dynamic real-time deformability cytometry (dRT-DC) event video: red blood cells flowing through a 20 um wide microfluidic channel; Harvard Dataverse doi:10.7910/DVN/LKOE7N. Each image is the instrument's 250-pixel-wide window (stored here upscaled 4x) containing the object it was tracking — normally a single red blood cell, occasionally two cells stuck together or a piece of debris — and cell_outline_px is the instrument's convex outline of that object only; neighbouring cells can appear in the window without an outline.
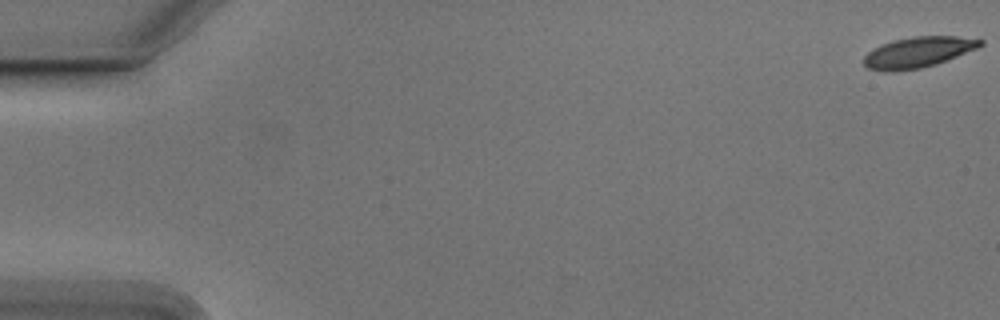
{"species": "Egyptian fruit bat (a non-hibernating species)", "species_latin": "Rousettus aegyptiacus", "temperature_condition": "cold", "stored_images_in_passage": 55, "camera_frame_rate_fps": 3000, "um_per_image_px": 0.085, "animal": {"sex": "male"}, "frame": {"image": 1, "passage_image": 1, "time_ms": 0.0, "image_size_px": [1000, 320], "cell_outline_px": [[984, 44], [976, 48], [936, 64], [920, 68], [892, 72], [868, 68], [864, 64], [864, 56], [868, 52], [892, 40], [912, 36], [956, 36], [984, 40]], "centroid_in_image_um": [78.04, 4.43], "position_along_channel_um": 7.0, "area_um2": 20.52}}
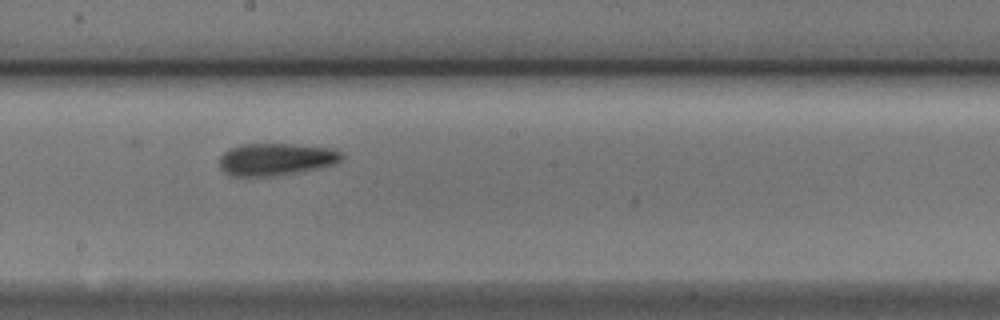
{"frame": {"image": 2, "passage_image": 31, "time_ms": 10.0, "image_size_px": [1000, 320], "cell_outline_px": [[344, 156], [340, 160], [332, 164], [316, 168], [272, 176], [228, 176], [220, 168], [220, 156], [228, 148], [240, 144], [292, 144], [328, 148], [340, 152]], "centroid_in_image_um": [23.36, 13.53], "position_along_channel_um": 224.8, "area_um2": 22.72}}
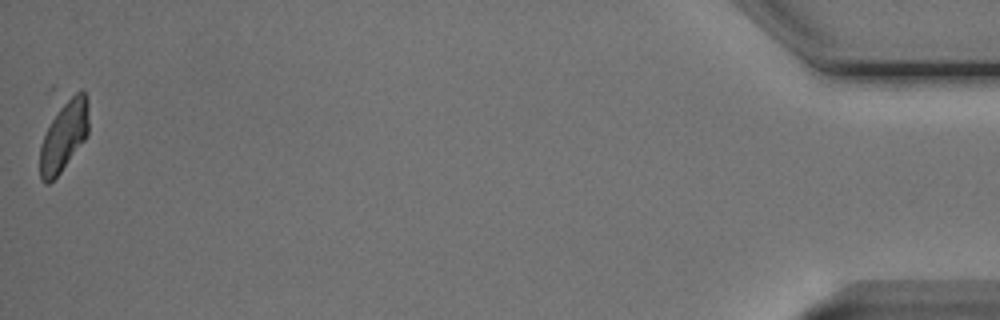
{"frame": {"image": 3, "passage_image": 55, "time_ms": 18.0, "image_size_px": [1000, 320], "cell_outline_px": [[88, 132], [84, 140], [60, 172], [48, 184], [44, 184], [40, 180], [40, 144], [52, 120], [64, 100], [68, 96], [80, 88], [84, 92], [88, 100]], "centroid_in_image_um": [5.44, 11.52], "position_along_channel_um": 429.8, "area_um2": 19.83}, "authors_computed_cell_mechanics": {"area_um2": 21.7328, "velocity_mm_per_s": 3.7734, "shape_relaxation_time_tau1_ms": 4.3678, "shape_relaxation_time_tau2_ms": 2.596, "deformation_change_tau1": 0.129, "deformation_change_tau2": 0.0885}}